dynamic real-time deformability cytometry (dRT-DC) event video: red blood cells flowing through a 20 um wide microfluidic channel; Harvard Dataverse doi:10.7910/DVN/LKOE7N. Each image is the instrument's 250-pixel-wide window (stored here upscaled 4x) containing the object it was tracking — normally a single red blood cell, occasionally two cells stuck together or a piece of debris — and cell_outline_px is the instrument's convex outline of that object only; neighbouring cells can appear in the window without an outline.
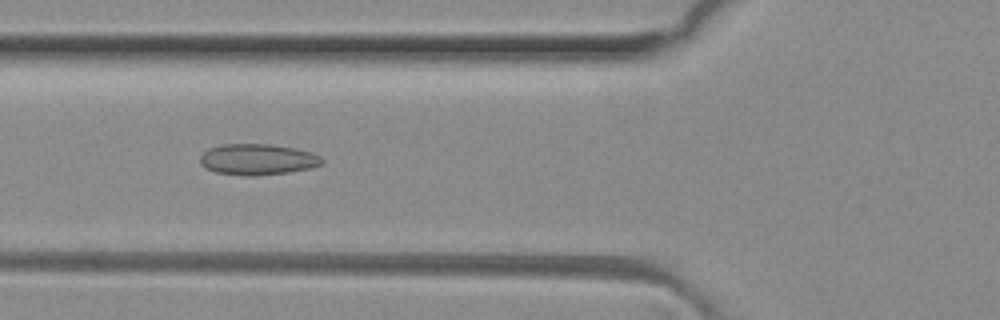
{"species": "common noctule bat (a hibernating species)", "species_latin": "Nyctalus noctula", "temperature_condition": "room temperature", "stored_images_in_passage": 50, "camera_frame_rate_fps": 3000, "um_per_image_px": 0.085, "animal": {"sex": "female", "body_mass_g": 29.2, "forearm_length_mm": 56.3}, "frame": {"image": 1, "passage_image": 18, "time_ms": 5.667, "image_size_px": [1000, 320], "cell_outline_px": [[324, 164], [308, 168], [288, 172], [252, 176], [248, 176], [216, 172], [200, 164], [200, 156], [208, 148], [220, 144], [272, 144], [296, 148], [312, 152], [320, 156], [324, 160]], "centroid_in_image_um": [21.91, 13.53], "position_along_channel_um": 103.9, "area_um2": 22.08}}
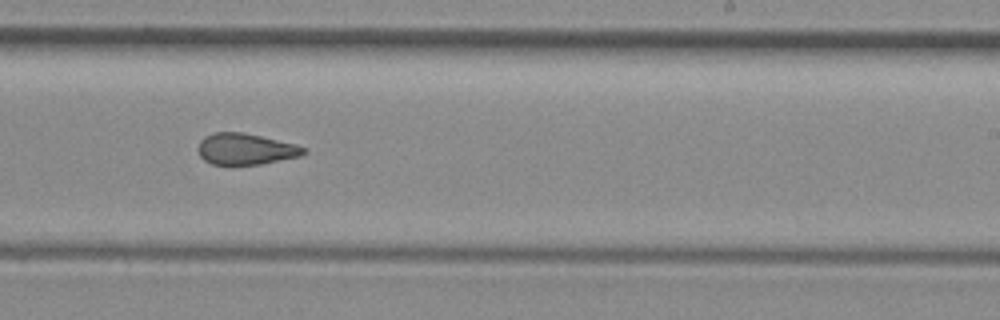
{"frame": {"image": 2, "passage_image": 30, "time_ms": 9.667, "image_size_px": [1000, 320], "cell_outline_px": [[308, 152], [300, 156], [260, 164], [232, 168], [228, 168], [212, 164], [204, 160], [200, 156], [196, 148], [200, 140], [204, 136], [216, 132], [244, 132], [296, 144], [304, 148]], "centroid_in_image_um": [20.81, 12.71], "position_along_channel_um": 268.2, "area_um2": 20.0}}
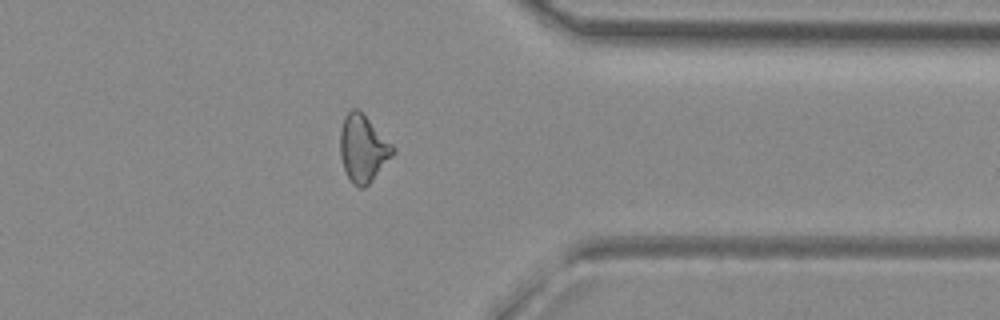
{"frame": {"image": 3, "passage_image": 39, "time_ms": 12.667, "image_size_px": [1000, 320], "cell_outline_px": [[396, 152], [368, 184], [364, 188], [360, 188], [352, 184], [344, 168], [340, 156], [340, 132], [344, 116], [352, 108], [356, 108], [396, 148]], "centroid_in_image_um": [30.84, 12.64], "position_along_channel_um": 380.6, "area_um2": 20.23}, "authors_computed_cell_mechanics": {"area_um2": 20.8658, "velocity_mm_per_s": 4.1062, "shape_relaxation_time_tau1_ms": null, "shape_relaxation_time_tau2_ms": 2.0013, "deformation_change_tau1": null, "deformation_change_tau2": 0.0934}}